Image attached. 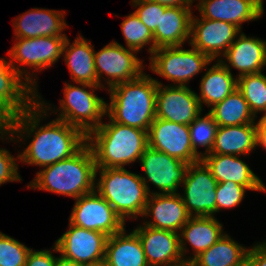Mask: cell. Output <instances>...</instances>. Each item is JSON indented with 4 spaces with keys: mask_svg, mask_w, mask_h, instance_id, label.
Segmentation results:
<instances>
[{
    "mask_svg": "<svg viewBox=\"0 0 266 266\" xmlns=\"http://www.w3.org/2000/svg\"><path fill=\"white\" fill-rule=\"evenodd\" d=\"M94 134V135H93ZM96 168H124L125 164L140 160L148 147V131L130 127L110 119L87 136Z\"/></svg>",
    "mask_w": 266,
    "mask_h": 266,
    "instance_id": "obj_1",
    "label": "cell"
},
{
    "mask_svg": "<svg viewBox=\"0 0 266 266\" xmlns=\"http://www.w3.org/2000/svg\"><path fill=\"white\" fill-rule=\"evenodd\" d=\"M96 173L95 157L86 142L73 156L38 172L29 186L77 199L95 190Z\"/></svg>",
    "mask_w": 266,
    "mask_h": 266,
    "instance_id": "obj_2",
    "label": "cell"
},
{
    "mask_svg": "<svg viewBox=\"0 0 266 266\" xmlns=\"http://www.w3.org/2000/svg\"><path fill=\"white\" fill-rule=\"evenodd\" d=\"M157 83L146 74L109 89L111 102L106 113L113 122L149 130L156 118Z\"/></svg>",
    "mask_w": 266,
    "mask_h": 266,
    "instance_id": "obj_3",
    "label": "cell"
},
{
    "mask_svg": "<svg viewBox=\"0 0 266 266\" xmlns=\"http://www.w3.org/2000/svg\"><path fill=\"white\" fill-rule=\"evenodd\" d=\"M27 148L17 158L30 165L50 166L77 153L87 142L78 128L56 119L42 126Z\"/></svg>",
    "mask_w": 266,
    "mask_h": 266,
    "instance_id": "obj_4",
    "label": "cell"
},
{
    "mask_svg": "<svg viewBox=\"0 0 266 266\" xmlns=\"http://www.w3.org/2000/svg\"><path fill=\"white\" fill-rule=\"evenodd\" d=\"M101 176L95 188L125 222L144 214L150 190L146 179L125 168H96ZM126 216V217H125Z\"/></svg>",
    "mask_w": 266,
    "mask_h": 266,
    "instance_id": "obj_5",
    "label": "cell"
},
{
    "mask_svg": "<svg viewBox=\"0 0 266 266\" xmlns=\"http://www.w3.org/2000/svg\"><path fill=\"white\" fill-rule=\"evenodd\" d=\"M77 87L66 84L64 89L65 99L60 100L61 114L57 119L67 122L80 129L86 136L101 125V117L106 115V104L103 99L94 94V89L100 86H94L87 83H80ZM93 88L89 92L85 88Z\"/></svg>",
    "mask_w": 266,
    "mask_h": 266,
    "instance_id": "obj_6",
    "label": "cell"
},
{
    "mask_svg": "<svg viewBox=\"0 0 266 266\" xmlns=\"http://www.w3.org/2000/svg\"><path fill=\"white\" fill-rule=\"evenodd\" d=\"M182 46L161 47L151 54L150 69L168 80L185 86L187 81L200 72L212 59L196 48L181 49ZM185 82V83H184Z\"/></svg>",
    "mask_w": 266,
    "mask_h": 266,
    "instance_id": "obj_7",
    "label": "cell"
},
{
    "mask_svg": "<svg viewBox=\"0 0 266 266\" xmlns=\"http://www.w3.org/2000/svg\"><path fill=\"white\" fill-rule=\"evenodd\" d=\"M70 229L56 242L53 251L83 266H103L109 236L70 223Z\"/></svg>",
    "mask_w": 266,
    "mask_h": 266,
    "instance_id": "obj_8",
    "label": "cell"
},
{
    "mask_svg": "<svg viewBox=\"0 0 266 266\" xmlns=\"http://www.w3.org/2000/svg\"><path fill=\"white\" fill-rule=\"evenodd\" d=\"M96 189L76 199L69 222L112 236L124 229L125 222Z\"/></svg>",
    "mask_w": 266,
    "mask_h": 266,
    "instance_id": "obj_9",
    "label": "cell"
},
{
    "mask_svg": "<svg viewBox=\"0 0 266 266\" xmlns=\"http://www.w3.org/2000/svg\"><path fill=\"white\" fill-rule=\"evenodd\" d=\"M217 184V180L201 160L189 164L183 181L185 195L182 199L191 217H213V213L216 212Z\"/></svg>",
    "mask_w": 266,
    "mask_h": 266,
    "instance_id": "obj_10",
    "label": "cell"
},
{
    "mask_svg": "<svg viewBox=\"0 0 266 266\" xmlns=\"http://www.w3.org/2000/svg\"><path fill=\"white\" fill-rule=\"evenodd\" d=\"M135 50L126 49L117 42H112L100 51L94 52L95 69L98 78V86L101 84V75L105 72L109 76L106 82L109 88L126 81H132L143 74L142 61H140ZM102 85V86H101Z\"/></svg>",
    "mask_w": 266,
    "mask_h": 266,
    "instance_id": "obj_11",
    "label": "cell"
},
{
    "mask_svg": "<svg viewBox=\"0 0 266 266\" xmlns=\"http://www.w3.org/2000/svg\"><path fill=\"white\" fill-rule=\"evenodd\" d=\"M148 146L184 163L201 160L193 151L188 125L155 118L148 130Z\"/></svg>",
    "mask_w": 266,
    "mask_h": 266,
    "instance_id": "obj_12",
    "label": "cell"
},
{
    "mask_svg": "<svg viewBox=\"0 0 266 266\" xmlns=\"http://www.w3.org/2000/svg\"><path fill=\"white\" fill-rule=\"evenodd\" d=\"M156 118L174 123L190 125L201 114L202 107L197 94L185 86H165L155 80Z\"/></svg>",
    "mask_w": 266,
    "mask_h": 266,
    "instance_id": "obj_13",
    "label": "cell"
},
{
    "mask_svg": "<svg viewBox=\"0 0 266 266\" xmlns=\"http://www.w3.org/2000/svg\"><path fill=\"white\" fill-rule=\"evenodd\" d=\"M19 40L11 50H9L12 67L22 76L19 68H16L14 60L31 66L35 70L48 68L54 64L63 53V48L67 37L43 36L37 38H16Z\"/></svg>",
    "mask_w": 266,
    "mask_h": 266,
    "instance_id": "obj_14",
    "label": "cell"
},
{
    "mask_svg": "<svg viewBox=\"0 0 266 266\" xmlns=\"http://www.w3.org/2000/svg\"><path fill=\"white\" fill-rule=\"evenodd\" d=\"M140 161L148 181L158 187L162 191L161 194H176L189 167V163H184L149 146L141 155Z\"/></svg>",
    "mask_w": 266,
    "mask_h": 266,
    "instance_id": "obj_15",
    "label": "cell"
},
{
    "mask_svg": "<svg viewBox=\"0 0 266 266\" xmlns=\"http://www.w3.org/2000/svg\"><path fill=\"white\" fill-rule=\"evenodd\" d=\"M240 29L232 23L209 20L201 17V20L191 18L190 44L212 60L221 54L226 53Z\"/></svg>",
    "mask_w": 266,
    "mask_h": 266,
    "instance_id": "obj_16",
    "label": "cell"
},
{
    "mask_svg": "<svg viewBox=\"0 0 266 266\" xmlns=\"http://www.w3.org/2000/svg\"><path fill=\"white\" fill-rule=\"evenodd\" d=\"M133 231L142 243L149 266H177L185 262L180 250V234L146 225Z\"/></svg>",
    "mask_w": 266,
    "mask_h": 266,
    "instance_id": "obj_17",
    "label": "cell"
},
{
    "mask_svg": "<svg viewBox=\"0 0 266 266\" xmlns=\"http://www.w3.org/2000/svg\"><path fill=\"white\" fill-rule=\"evenodd\" d=\"M151 194L149 195L151 198L148 197L143 216L152 214L154 220L145 222V225L177 233L191 218L182 196L179 193L161 194L156 192Z\"/></svg>",
    "mask_w": 266,
    "mask_h": 266,
    "instance_id": "obj_18",
    "label": "cell"
},
{
    "mask_svg": "<svg viewBox=\"0 0 266 266\" xmlns=\"http://www.w3.org/2000/svg\"><path fill=\"white\" fill-rule=\"evenodd\" d=\"M21 77L22 76L12 67L11 62L4 60V58H0V99L16 115L33 106L37 102L34 98L41 99L40 96L34 92V90H37L34 87L37 82L31 79L30 76H25L26 82H24ZM31 82H33L34 85H32ZM29 94L31 97H29Z\"/></svg>",
    "mask_w": 266,
    "mask_h": 266,
    "instance_id": "obj_19",
    "label": "cell"
},
{
    "mask_svg": "<svg viewBox=\"0 0 266 266\" xmlns=\"http://www.w3.org/2000/svg\"><path fill=\"white\" fill-rule=\"evenodd\" d=\"M263 0H200L198 10L204 19L229 22L241 29V23L263 14Z\"/></svg>",
    "mask_w": 266,
    "mask_h": 266,
    "instance_id": "obj_20",
    "label": "cell"
},
{
    "mask_svg": "<svg viewBox=\"0 0 266 266\" xmlns=\"http://www.w3.org/2000/svg\"><path fill=\"white\" fill-rule=\"evenodd\" d=\"M201 161L218 183L232 181L249 190L266 191V187L236 155L208 154Z\"/></svg>",
    "mask_w": 266,
    "mask_h": 266,
    "instance_id": "obj_21",
    "label": "cell"
},
{
    "mask_svg": "<svg viewBox=\"0 0 266 266\" xmlns=\"http://www.w3.org/2000/svg\"><path fill=\"white\" fill-rule=\"evenodd\" d=\"M64 12L34 8L17 17L16 38H37L43 36L67 37L61 31L65 29ZM63 18V19H62Z\"/></svg>",
    "mask_w": 266,
    "mask_h": 266,
    "instance_id": "obj_22",
    "label": "cell"
},
{
    "mask_svg": "<svg viewBox=\"0 0 266 266\" xmlns=\"http://www.w3.org/2000/svg\"><path fill=\"white\" fill-rule=\"evenodd\" d=\"M191 18L190 6L167 7L153 33L155 48L182 46L191 35Z\"/></svg>",
    "mask_w": 266,
    "mask_h": 266,
    "instance_id": "obj_23",
    "label": "cell"
},
{
    "mask_svg": "<svg viewBox=\"0 0 266 266\" xmlns=\"http://www.w3.org/2000/svg\"><path fill=\"white\" fill-rule=\"evenodd\" d=\"M230 66L239 70V76L260 73L266 65V42L258 38H247L241 33L223 55Z\"/></svg>",
    "mask_w": 266,
    "mask_h": 266,
    "instance_id": "obj_24",
    "label": "cell"
},
{
    "mask_svg": "<svg viewBox=\"0 0 266 266\" xmlns=\"http://www.w3.org/2000/svg\"><path fill=\"white\" fill-rule=\"evenodd\" d=\"M103 266H149L138 235L134 231L126 235L124 228L109 236Z\"/></svg>",
    "mask_w": 266,
    "mask_h": 266,
    "instance_id": "obj_25",
    "label": "cell"
},
{
    "mask_svg": "<svg viewBox=\"0 0 266 266\" xmlns=\"http://www.w3.org/2000/svg\"><path fill=\"white\" fill-rule=\"evenodd\" d=\"M258 145L257 123L218 127L210 154H247Z\"/></svg>",
    "mask_w": 266,
    "mask_h": 266,
    "instance_id": "obj_26",
    "label": "cell"
},
{
    "mask_svg": "<svg viewBox=\"0 0 266 266\" xmlns=\"http://www.w3.org/2000/svg\"><path fill=\"white\" fill-rule=\"evenodd\" d=\"M181 230L180 250L182 256L186 252L182 238L192 245L195 253L194 257L185 260L187 263H191L197 256L209 249L224 235L222 233V225L214 216H192Z\"/></svg>",
    "mask_w": 266,
    "mask_h": 266,
    "instance_id": "obj_27",
    "label": "cell"
},
{
    "mask_svg": "<svg viewBox=\"0 0 266 266\" xmlns=\"http://www.w3.org/2000/svg\"><path fill=\"white\" fill-rule=\"evenodd\" d=\"M68 38L65 41L63 52L64 60L71 72V78L76 84L87 83L98 86V78L94 62V50L82 36L77 37L69 46ZM69 46V48H68ZM66 51V52H65Z\"/></svg>",
    "mask_w": 266,
    "mask_h": 266,
    "instance_id": "obj_28",
    "label": "cell"
},
{
    "mask_svg": "<svg viewBox=\"0 0 266 266\" xmlns=\"http://www.w3.org/2000/svg\"><path fill=\"white\" fill-rule=\"evenodd\" d=\"M237 78H233L229 66L220 59L202 77L200 83V105L206 103L213 107L223 101L230 93L237 89Z\"/></svg>",
    "mask_w": 266,
    "mask_h": 266,
    "instance_id": "obj_29",
    "label": "cell"
},
{
    "mask_svg": "<svg viewBox=\"0 0 266 266\" xmlns=\"http://www.w3.org/2000/svg\"><path fill=\"white\" fill-rule=\"evenodd\" d=\"M246 249L224 234L192 262V266H242L247 261Z\"/></svg>",
    "mask_w": 266,
    "mask_h": 266,
    "instance_id": "obj_30",
    "label": "cell"
},
{
    "mask_svg": "<svg viewBox=\"0 0 266 266\" xmlns=\"http://www.w3.org/2000/svg\"><path fill=\"white\" fill-rule=\"evenodd\" d=\"M209 113L218 127L254 123V114L241 92L236 89L223 101L214 105Z\"/></svg>",
    "mask_w": 266,
    "mask_h": 266,
    "instance_id": "obj_31",
    "label": "cell"
},
{
    "mask_svg": "<svg viewBox=\"0 0 266 266\" xmlns=\"http://www.w3.org/2000/svg\"><path fill=\"white\" fill-rule=\"evenodd\" d=\"M42 103H43V101L42 102L37 101L29 109L16 115L0 99V133L2 134V136L4 135L3 132L6 133L7 135H8V133L14 134L17 132L18 133H22V132L26 133V131H27V134H29V135L31 133H33L36 130L37 126L39 125L38 123L40 122V118H38V117L39 116L42 117L43 116V115H41L42 113L46 114L45 111L47 110V108L42 107V106H45ZM42 108H45V110ZM39 110H41V111H39Z\"/></svg>",
    "mask_w": 266,
    "mask_h": 266,
    "instance_id": "obj_32",
    "label": "cell"
},
{
    "mask_svg": "<svg viewBox=\"0 0 266 266\" xmlns=\"http://www.w3.org/2000/svg\"><path fill=\"white\" fill-rule=\"evenodd\" d=\"M237 79V89L248 102L254 116L257 112L264 111L266 109V76L260 72L243 75Z\"/></svg>",
    "mask_w": 266,
    "mask_h": 266,
    "instance_id": "obj_33",
    "label": "cell"
},
{
    "mask_svg": "<svg viewBox=\"0 0 266 266\" xmlns=\"http://www.w3.org/2000/svg\"><path fill=\"white\" fill-rule=\"evenodd\" d=\"M217 128L218 125L209 112L203 118H200L199 114L189 125L191 145L194 153L200 159L211 153ZM197 145L206 147L207 151L201 155V153L197 152Z\"/></svg>",
    "mask_w": 266,
    "mask_h": 266,
    "instance_id": "obj_34",
    "label": "cell"
},
{
    "mask_svg": "<svg viewBox=\"0 0 266 266\" xmlns=\"http://www.w3.org/2000/svg\"><path fill=\"white\" fill-rule=\"evenodd\" d=\"M121 29L129 49L138 52L145 45L153 42L148 51L151 54L155 51L153 33L140 21L135 12L125 18L121 23Z\"/></svg>",
    "mask_w": 266,
    "mask_h": 266,
    "instance_id": "obj_35",
    "label": "cell"
},
{
    "mask_svg": "<svg viewBox=\"0 0 266 266\" xmlns=\"http://www.w3.org/2000/svg\"><path fill=\"white\" fill-rule=\"evenodd\" d=\"M30 251V248L0 232V266H25Z\"/></svg>",
    "mask_w": 266,
    "mask_h": 266,
    "instance_id": "obj_36",
    "label": "cell"
},
{
    "mask_svg": "<svg viewBox=\"0 0 266 266\" xmlns=\"http://www.w3.org/2000/svg\"><path fill=\"white\" fill-rule=\"evenodd\" d=\"M245 187L232 181L218 183L216 187V212L221 208H232L240 204Z\"/></svg>",
    "mask_w": 266,
    "mask_h": 266,
    "instance_id": "obj_37",
    "label": "cell"
},
{
    "mask_svg": "<svg viewBox=\"0 0 266 266\" xmlns=\"http://www.w3.org/2000/svg\"><path fill=\"white\" fill-rule=\"evenodd\" d=\"M132 2L134 4L133 6H138L135 14L154 33L157 26L160 25L161 13H164L167 6L149 0H133Z\"/></svg>",
    "mask_w": 266,
    "mask_h": 266,
    "instance_id": "obj_38",
    "label": "cell"
},
{
    "mask_svg": "<svg viewBox=\"0 0 266 266\" xmlns=\"http://www.w3.org/2000/svg\"><path fill=\"white\" fill-rule=\"evenodd\" d=\"M15 161L16 159L10 155L9 151L0 149V185L21 180Z\"/></svg>",
    "mask_w": 266,
    "mask_h": 266,
    "instance_id": "obj_39",
    "label": "cell"
},
{
    "mask_svg": "<svg viewBox=\"0 0 266 266\" xmlns=\"http://www.w3.org/2000/svg\"><path fill=\"white\" fill-rule=\"evenodd\" d=\"M55 258L50 250L30 251L25 266H54Z\"/></svg>",
    "mask_w": 266,
    "mask_h": 266,
    "instance_id": "obj_40",
    "label": "cell"
},
{
    "mask_svg": "<svg viewBox=\"0 0 266 266\" xmlns=\"http://www.w3.org/2000/svg\"><path fill=\"white\" fill-rule=\"evenodd\" d=\"M246 262L249 266H266V243H259L248 250Z\"/></svg>",
    "mask_w": 266,
    "mask_h": 266,
    "instance_id": "obj_41",
    "label": "cell"
},
{
    "mask_svg": "<svg viewBox=\"0 0 266 266\" xmlns=\"http://www.w3.org/2000/svg\"><path fill=\"white\" fill-rule=\"evenodd\" d=\"M167 7L191 6L193 0H149Z\"/></svg>",
    "mask_w": 266,
    "mask_h": 266,
    "instance_id": "obj_42",
    "label": "cell"
},
{
    "mask_svg": "<svg viewBox=\"0 0 266 266\" xmlns=\"http://www.w3.org/2000/svg\"><path fill=\"white\" fill-rule=\"evenodd\" d=\"M54 266H83V265L75 263L74 261L67 259L61 255L59 256V258H55Z\"/></svg>",
    "mask_w": 266,
    "mask_h": 266,
    "instance_id": "obj_43",
    "label": "cell"
},
{
    "mask_svg": "<svg viewBox=\"0 0 266 266\" xmlns=\"http://www.w3.org/2000/svg\"><path fill=\"white\" fill-rule=\"evenodd\" d=\"M258 144L266 149V126H257Z\"/></svg>",
    "mask_w": 266,
    "mask_h": 266,
    "instance_id": "obj_44",
    "label": "cell"
},
{
    "mask_svg": "<svg viewBox=\"0 0 266 266\" xmlns=\"http://www.w3.org/2000/svg\"><path fill=\"white\" fill-rule=\"evenodd\" d=\"M265 114L259 119L257 126H266V109L264 110Z\"/></svg>",
    "mask_w": 266,
    "mask_h": 266,
    "instance_id": "obj_45",
    "label": "cell"
},
{
    "mask_svg": "<svg viewBox=\"0 0 266 266\" xmlns=\"http://www.w3.org/2000/svg\"><path fill=\"white\" fill-rule=\"evenodd\" d=\"M177 266H192V265H191V263L184 262V263L177 265Z\"/></svg>",
    "mask_w": 266,
    "mask_h": 266,
    "instance_id": "obj_46",
    "label": "cell"
},
{
    "mask_svg": "<svg viewBox=\"0 0 266 266\" xmlns=\"http://www.w3.org/2000/svg\"><path fill=\"white\" fill-rule=\"evenodd\" d=\"M242 266H249V264L246 262V263H244Z\"/></svg>",
    "mask_w": 266,
    "mask_h": 266,
    "instance_id": "obj_47",
    "label": "cell"
}]
</instances>
